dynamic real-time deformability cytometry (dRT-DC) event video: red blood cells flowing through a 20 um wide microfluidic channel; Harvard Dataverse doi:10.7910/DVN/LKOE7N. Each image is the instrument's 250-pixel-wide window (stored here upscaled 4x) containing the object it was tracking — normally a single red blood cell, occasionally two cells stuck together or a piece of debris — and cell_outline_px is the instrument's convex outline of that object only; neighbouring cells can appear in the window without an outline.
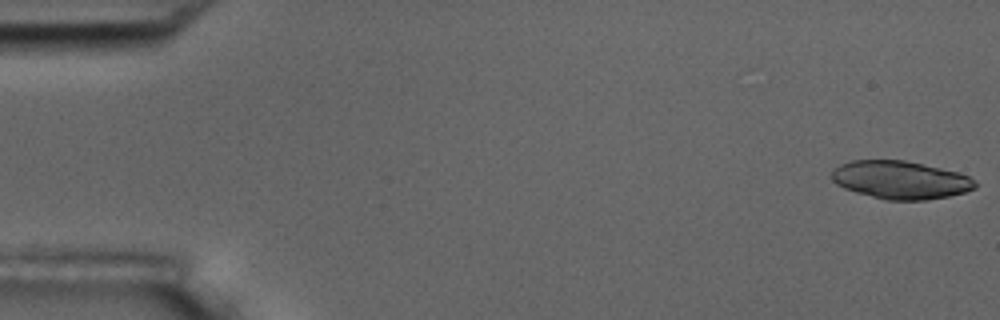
{"species": "common noctule bat (a hibernating species)", "species_latin": "Nyctalus noctula", "temperature_condition": "room temperature", "stored_images_in_passage": 7, "camera_frame_rate_fps": 3000, "um_per_image_px": 0.085, "animal": {"sex": "male", "body_mass_g": 17.5, "forearm_length_mm": 52.3}, "frame": {"image": 1, "passage_image": 1, "time_ms": 0.0, "image_size_px": [1000, 320], "cell_outline_px": [[976, 188], [964, 192], [948, 196], [924, 200], [888, 200], [856, 192], [844, 188], [836, 184], [832, 180], [832, 168], [840, 164], [852, 160], [904, 160], [940, 168], [956, 172], [968, 176], [976, 184]], "centroid_in_image_um": [76.49, 15.29], "position_along_channel_um": 8.5, "area_um2": 31.5}}